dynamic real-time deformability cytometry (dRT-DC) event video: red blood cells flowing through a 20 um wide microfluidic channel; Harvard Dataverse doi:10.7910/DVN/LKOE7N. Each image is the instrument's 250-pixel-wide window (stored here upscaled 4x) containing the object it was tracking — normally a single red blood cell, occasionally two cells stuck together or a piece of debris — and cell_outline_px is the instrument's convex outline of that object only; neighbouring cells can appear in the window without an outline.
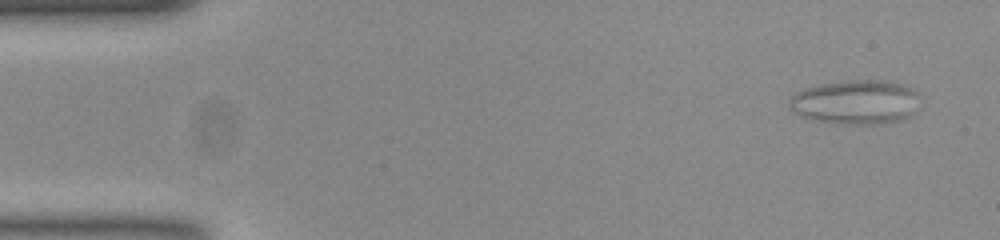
{"species": "common noctule bat (a hibernating species)", "species_latin": "Nyctalus noctula", "temperature_condition": "room temperature", "stored_images_in_passage": 54, "camera_frame_rate_fps": 3000, "um_per_image_px": 0.085, "animal": {"sex": "female", "body_mass_g": 23.0, "forearm_length_mm": 53.4}, "frame": {"image": 1, "passage_image": 3, "time_ms": 0.667, "image_size_px": [1000, 240], "cell_outline_px": [[916, 92], [912, 112], [908, 116], [896, 120], [872, 124], [848, 124], [816, 120], [800, 116], [792, 112], [788, 108], [788, 100], [796, 92], [804, 88], [824, 84], [860, 80], [880, 80], [904, 84], [912, 88]], "centroid_in_image_um": [72.63, 8.67], "position_along_channel_um": 12.4, "area_um2": 32.89}}
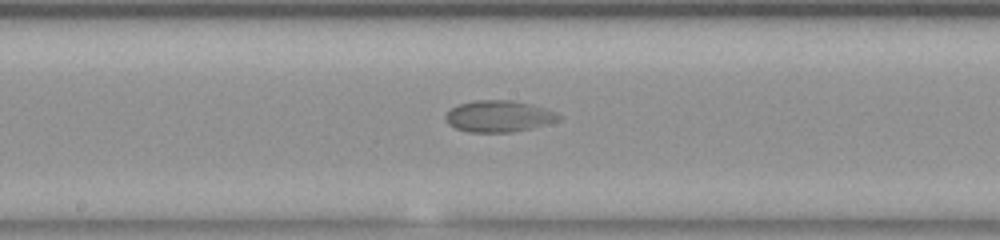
{"frame": {"image": 2, "passage_image": 28, "time_ms": 9.0, "image_size_px": [1000, 240], "cell_outline_px": [[564, 116], [560, 120], [532, 128], [512, 132], [468, 132], [456, 128], [448, 124], [444, 116], [448, 108], [456, 104], [472, 100], [512, 100], [532, 104], [556, 112]], "centroid_in_image_um": [42.37, 9.87], "position_along_channel_um": 205.8, "area_um2": 21.15}}
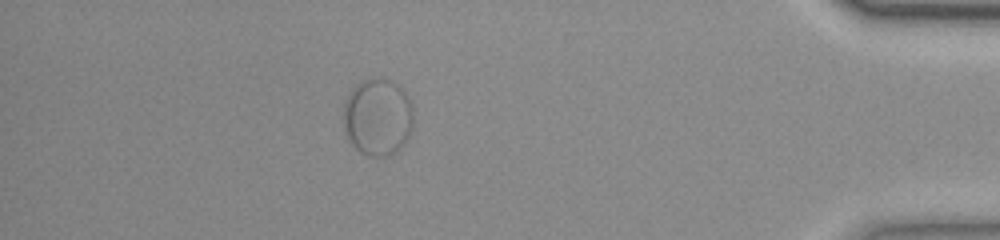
{"frame": {"image": 3, "passage_image": 48, "time_ms": 15.667, "image_size_px": [1000, 240], "cell_outline_px": [[412, 124], [408, 136], [404, 144], [400, 148], [384, 156], [368, 156], [356, 148], [352, 144], [344, 128], [344, 100], [348, 92], [360, 80], [372, 76], [380, 76], [392, 80], [408, 96], [412, 104]], "centroid_in_image_um": [32.08, 9.88], "position_along_channel_um": 403.1, "area_um2": 31.67}}